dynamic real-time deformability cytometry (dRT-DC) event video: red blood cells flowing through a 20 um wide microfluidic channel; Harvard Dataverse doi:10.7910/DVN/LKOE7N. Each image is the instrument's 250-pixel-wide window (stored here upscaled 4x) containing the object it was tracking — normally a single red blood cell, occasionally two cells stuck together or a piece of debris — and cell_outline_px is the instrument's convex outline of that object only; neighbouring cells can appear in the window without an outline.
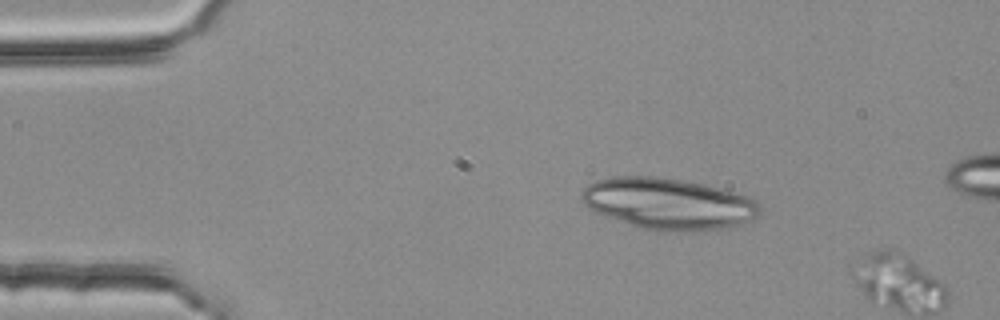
{"species": "common noctule bat (a hibernating species)", "species_latin": "Nyctalus noctula", "temperature_condition": "room temperature", "stored_images_in_passage": 4, "camera_frame_rate_fps": 3000, "um_per_image_px": 0.085, "animal": {"sex": "female", "body_mass_g": 25.1}, "frame": {"image": 1, "passage_image": 1, "time_ms": 0.0, "image_size_px": [1000, 320], "cell_outline_px": [[764, 208], [760, 216], [752, 220], [740, 224], [724, 228], [692, 232], [656, 232], [640, 228], [628, 224], [596, 212], [588, 208], [580, 200], [580, 192], [588, 184], [596, 180], [612, 176], [652, 176], [680, 180], [704, 184], [752, 196]], "centroid_in_image_um": [56.85, 17.33], "position_along_channel_um": 28.2, "area_um2": 54.33}}